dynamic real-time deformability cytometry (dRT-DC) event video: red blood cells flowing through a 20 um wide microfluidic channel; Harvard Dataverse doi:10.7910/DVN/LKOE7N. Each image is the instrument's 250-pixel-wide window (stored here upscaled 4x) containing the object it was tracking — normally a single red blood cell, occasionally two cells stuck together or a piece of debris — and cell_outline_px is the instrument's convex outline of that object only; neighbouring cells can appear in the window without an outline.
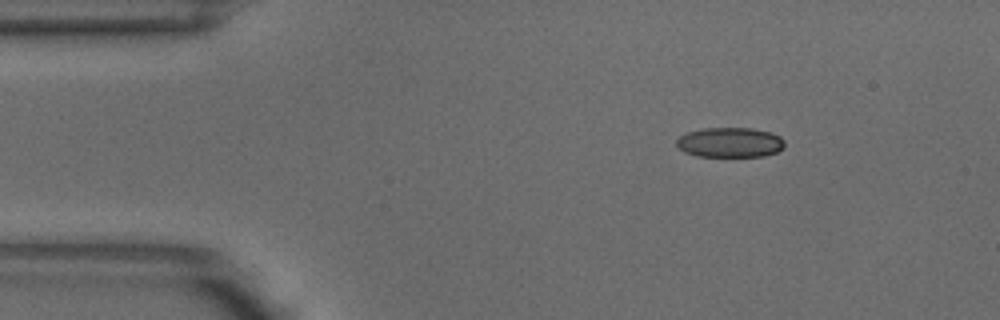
{"species": "common noctule bat (a hibernating species)", "species_latin": "Nyctalus noctula", "temperature_condition": "warm", "stored_images_in_passage": 3, "segment_of_instrument_passage": [1, 2], "camera_frame_rate_fps": 3000, "um_per_image_px": 0.085, "animal": {"sex": "male", "body_mass_g": 18.8}, "frame": {"image": 1, "passage_image": 1, "time_ms": 0.0, "image_size_px": [1000, 320], "cell_outline_px": [[784, 148], [776, 152], [764, 156], [696, 156], [684, 152], [676, 144], [676, 140], [680, 136], [688, 132], [704, 128], [752, 128], [772, 132], [780, 136], [784, 140]], "centroid_in_image_um": [62.07, 12.1], "position_along_channel_um": 22.9, "area_um2": 18.9}}